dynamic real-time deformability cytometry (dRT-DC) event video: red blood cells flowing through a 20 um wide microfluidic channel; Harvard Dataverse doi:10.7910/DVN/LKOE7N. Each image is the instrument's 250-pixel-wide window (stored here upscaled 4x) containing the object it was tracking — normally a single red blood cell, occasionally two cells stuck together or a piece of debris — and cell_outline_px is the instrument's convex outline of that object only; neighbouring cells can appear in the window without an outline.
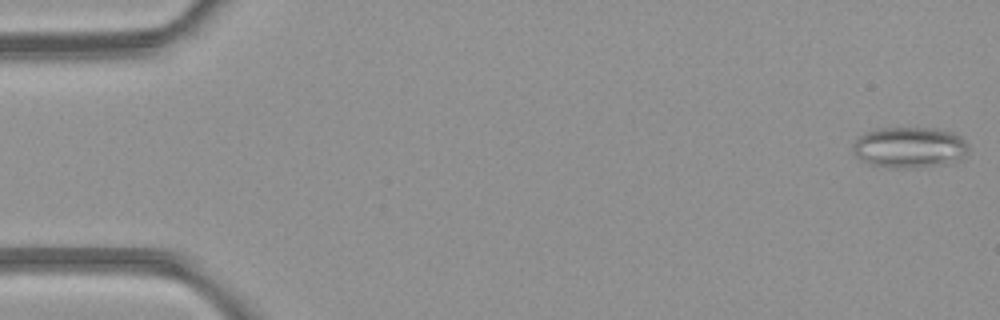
{"species": "common noctule bat (a hibernating species)", "species_latin": "Nyctalus noctula", "temperature_condition": "room temperature", "stored_images_in_passage": 4, "camera_frame_rate_fps": 3000, "um_per_image_px": 0.085, "animal": {"sex": "female", "body_mass_g": 21.9}, "frame": {"image": 1, "passage_image": 1, "time_ms": 0.0, "image_size_px": [1000, 320], "cell_outline_px": [[968, 152], [960, 160], [944, 164], [912, 168], [888, 168], [872, 164], [860, 160], [856, 156], [852, 148], [852, 144], [856, 136], [864, 132], [876, 128], [936, 128], [952, 132], [960, 136], [968, 144]], "centroid_in_image_um": [77.28, 12.52], "position_along_channel_um": 7.7, "area_um2": 28.03}}